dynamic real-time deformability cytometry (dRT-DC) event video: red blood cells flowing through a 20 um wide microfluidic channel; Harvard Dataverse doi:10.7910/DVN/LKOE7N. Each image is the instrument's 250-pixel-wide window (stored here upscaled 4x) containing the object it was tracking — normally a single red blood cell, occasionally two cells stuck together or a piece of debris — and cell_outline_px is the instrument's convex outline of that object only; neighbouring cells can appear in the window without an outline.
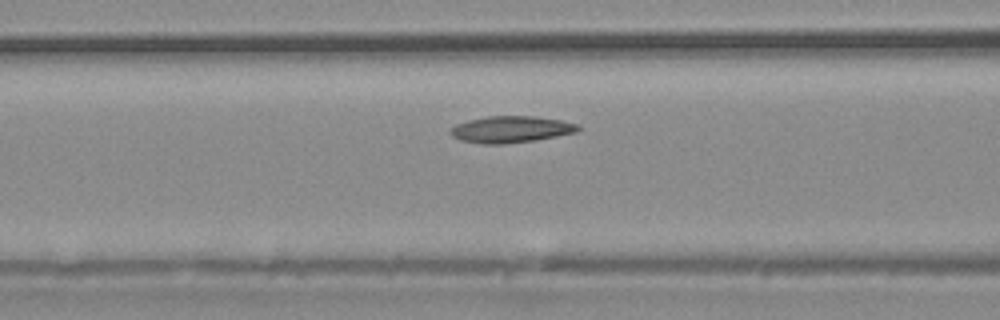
{"species": "common noctule bat (a hibernating species)", "species_latin": "Nyctalus noctula", "temperature_condition": "warm", "stored_images_in_passage": 12, "camera_frame_rate_fps": 3000, "um_per_image_px": 0.085, "animal": {"sex": "male", "body_mass_g": 20.4}, "frame": {"image": 1, "passage_image": 10, "time_ms": 3.0, "image_size_px": [1000, 320], "cell_outline_px": [[580, 128], [576, 132], [536, 140], [504, 144], [484, 144], [460, 140], [452, 136], [448, 132], [448, 128], [456, 124], [468, 120], [488, 116], [536, 116], [560, 120], [580, 124]], "centroid_in_image_um": [43.4, 10.99], "position_along_channel_um": 123.2, "area_um2": 19.94}}